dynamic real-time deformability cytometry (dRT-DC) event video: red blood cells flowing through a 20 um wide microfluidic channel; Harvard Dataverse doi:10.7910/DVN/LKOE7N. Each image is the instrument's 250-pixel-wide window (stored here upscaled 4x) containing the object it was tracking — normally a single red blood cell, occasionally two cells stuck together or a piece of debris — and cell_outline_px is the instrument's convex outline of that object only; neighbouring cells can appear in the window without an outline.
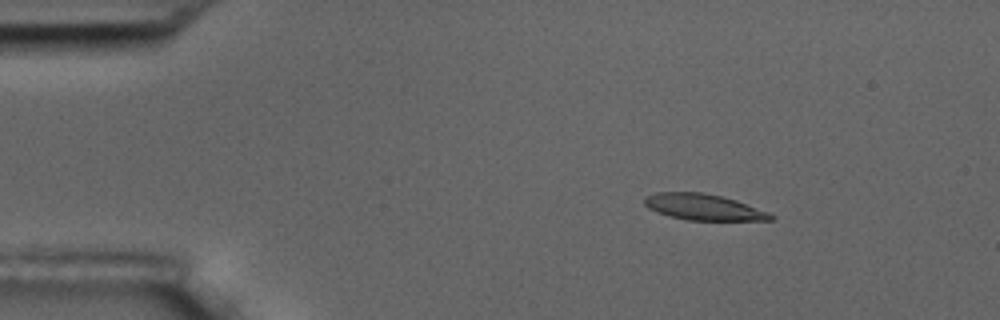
{"species": "common noctule bat (a hibernating species)", "species_latin": "Nyctalus noctula", "temperature_condition": "room temperature", "stored_images_in_passage": 5, "camera_frame_rate_fps": 3000, "um_per_image_px": 0.085, "animal": {"sex": "male", "body_mass_g": 17.5, "forearm_length_mm": 52.3}, "frame": {"image": 1, "passage_image": 2, "time_ms": 2.0, "image_size_px": [1000, 320], "cell_outline_px": [[776, 216], [772, 220], [688, 220], [668, 216], [656, 212], [648, 208], [644, 204], [644, 196], [656, 192], [704, 192], [736, 200], [768, 212]], "centroid_in_image_um": [59.76, 17.6], "position_along_channel_um": 25.2, "area_um2": 19.25}}
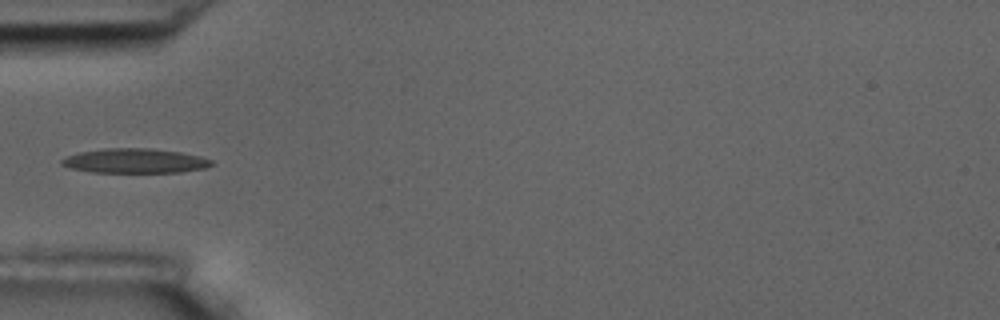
{"frame": {"image": 2, "passage_image": 5, "time_ms": 5.333, "image_size_px": [1000, 320], "cell_outline_px": [[216, 164], [204, 168], [180, 172], [92, 172], [72, 168], [60, 164], [60, 160], [68, 156], [80, 152], [104, 148], [148, 148], [180, 152], [200, 156], [212, 160]], "centroid_in_image_um": [11.49, 13.67], "position_along_channel_um": 73.5, "area_um2": 21.33}}